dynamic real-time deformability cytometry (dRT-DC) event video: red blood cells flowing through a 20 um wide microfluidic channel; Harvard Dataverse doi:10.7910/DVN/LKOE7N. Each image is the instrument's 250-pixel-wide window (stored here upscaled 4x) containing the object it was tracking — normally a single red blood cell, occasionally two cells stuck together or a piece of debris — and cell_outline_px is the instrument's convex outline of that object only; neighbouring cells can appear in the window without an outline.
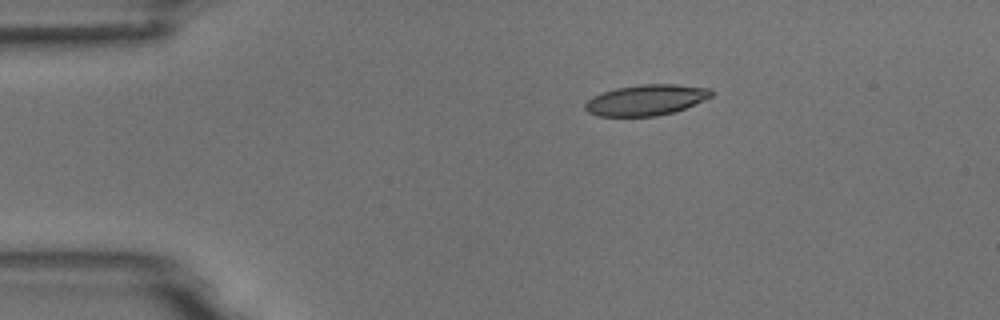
{"species": "common noctule bat (a hibernating species)", "species_latin": "Nyctalus noctula", "temperature_condition": "room temperature", "stored_images_in_passage": 3, "camera_frame_rate_fps": 3000, "um_per_image_px": 0.085, "animal": {"sex": "male", "body_mass_g": 18.8}, "frame": {"image": 1, "passage_image": 1, "time_ms": 0.0, "image_size_px": [1000, 320], "cell_outline_px": [[712, 96], [684, 108], [672, 112], [656, 116], [596, 116], [588, 112], [584, 108], [584, 104], [592, 96], [616, 88], [640, 84], [676, 84], [712, 88]], "centroid_in_image_um": [54.89, 8.49], "position_along_channel_um": 30.1, "area_um2": 22.54}}
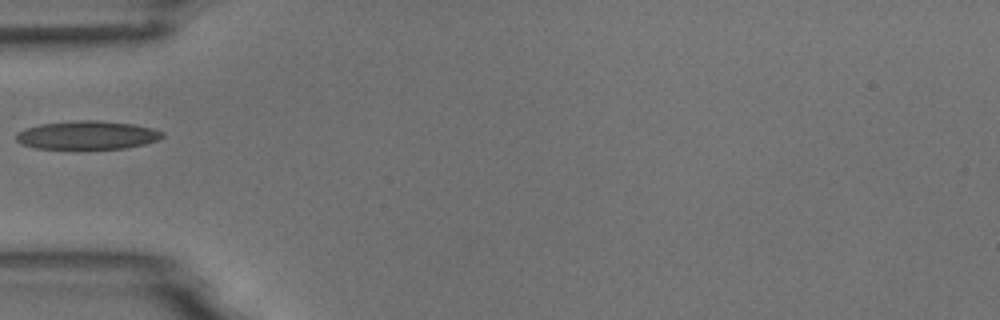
{"frame": {"image": 2, "passage_image": 3, "time_ms": 2.667, "image_size_px": [1000, 320], "cell_outline_px": [[164, 136], [160, 140], [144, 144], [124, 148], [36, 148], [20, 144], [16, 140], [16, 132], [24, 128], [40, 124], [76, 120], [96, 120], [132, 124], [152, 128], [164, 132]], "centroid_in_image_um": [7.4, 11.48], "position_along_channel_um": 77.6, "area_um2": 24.22}}